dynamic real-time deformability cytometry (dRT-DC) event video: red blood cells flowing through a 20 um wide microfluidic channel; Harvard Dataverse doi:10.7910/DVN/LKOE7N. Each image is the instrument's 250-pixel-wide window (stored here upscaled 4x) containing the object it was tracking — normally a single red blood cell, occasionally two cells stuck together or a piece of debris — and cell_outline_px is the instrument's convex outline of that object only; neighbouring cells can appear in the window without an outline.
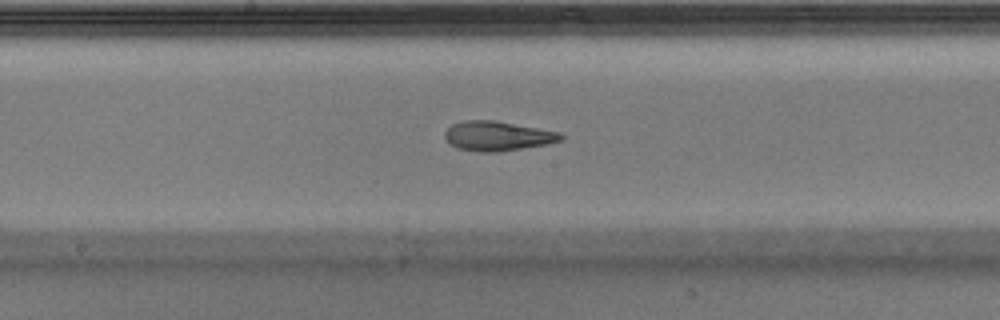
{"species": "Egyptian fruit bat (a non-hibernating species)", "species_latin": "Rousettus aegyptiacus", "temperature_condition": "warm", "stored_images_in_passage": 28, "camera_frame_rate_fps": 3000, "um_per_image_px": 0.085, "animal": {"sex": "male"}, "frame": {"image": 1, "passage_image": 13, "time_ms": 4.0, "image_size_px": [1000, 320], "cell_outline_px": [[564, 140], [548, 144], [496, 152], [484, 152], [460, 148], [452, 144], [444, 136], [444, 132], [452, 124], [464, 120], [496, 120], [560, 132], [564, 136]], "centroid_in_image_um": [42.34, 11.54], "position_along_channel_um": 205.9, "area_um2": 19.88}}